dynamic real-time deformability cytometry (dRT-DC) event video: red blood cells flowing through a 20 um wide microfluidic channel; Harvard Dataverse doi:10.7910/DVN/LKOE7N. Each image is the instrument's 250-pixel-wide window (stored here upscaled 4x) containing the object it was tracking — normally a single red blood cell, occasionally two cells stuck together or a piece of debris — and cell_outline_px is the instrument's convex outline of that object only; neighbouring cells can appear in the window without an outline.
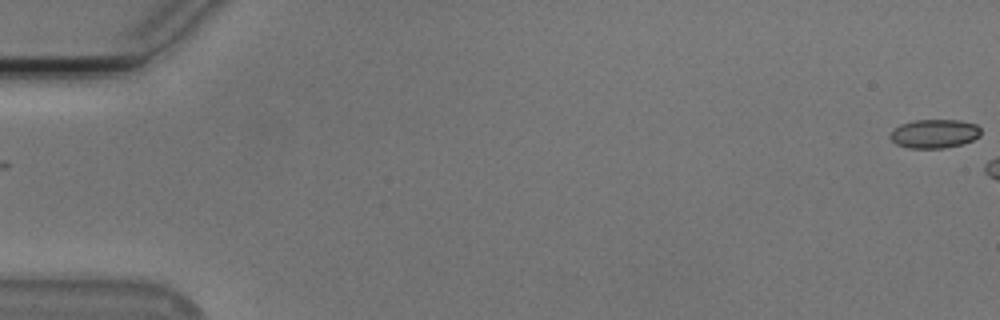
{"species": "Egyptian fruit bat (a non-hibernating species)", "species_latin": "Rousettus aegyptiacus", "temperature_condition": "cold", "stored_images_in_passage": 7, "camera_frame_rate_fps": 3000, "um_per_image_px": 0.085, "animal": {"sex": "male"}, "frame": {"image": 1, "passage_image": 1, "time_ms": 0.0, "image_size_px": [1000, 320], "cell_outline_px": [[980, 136], [972, 140], [960, 144], [944, 148], [908, 148], [896, 144], [888, 136], [892, 128], [900, 124], [916, 120], [960, 120], [976, 124], [980, 128]], "centroid_in_image_um": [79.38, 11.36], "position_along_channel_um": 5.6, "area_um2": 15.32}}